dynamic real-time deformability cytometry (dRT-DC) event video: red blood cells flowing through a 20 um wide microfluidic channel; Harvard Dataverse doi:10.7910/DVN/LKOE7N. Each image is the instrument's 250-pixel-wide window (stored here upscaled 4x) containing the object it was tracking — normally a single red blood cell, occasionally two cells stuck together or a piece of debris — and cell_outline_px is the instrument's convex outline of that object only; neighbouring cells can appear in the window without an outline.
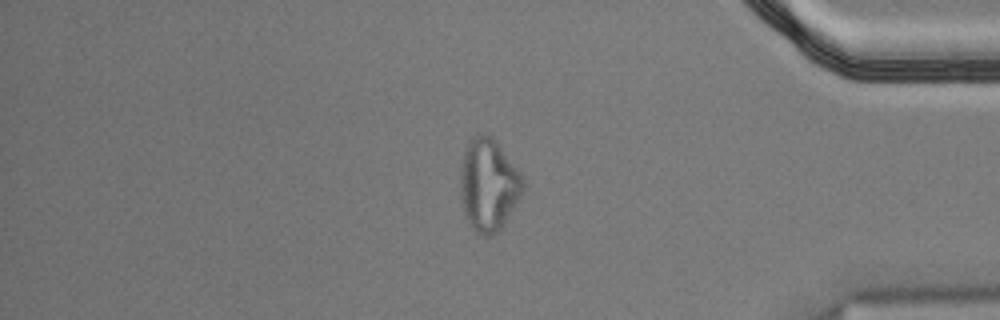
{"species": "Egyptian fruit bat (a non-hibernating species)", "species_latin": "Rousettus aegyptiacus", "temperature_condition": "cold", "stored_images_in_passage": 52, "segment_of_instrument_passage": [2, 2], "camera_frame_rate_fps": 3000, "um_per_image_px": 0.085, "animal": {"sex": "male"}, "frame": {"image": 1, "passage_image": 49, "time_ms": 16.0, "image_size_px": [1000, 320], "cell_outline_px": [[524, 188], [520, 196], [500, 228], [492, 236], [488, 236], [472, 228], [468, 224], [464, 216], [460, 192], [460, 168], [464, 148], [468, 140], [476, 132], [484, 132], [492, 136], [496, 140], [524, 176]], "centroid_in_image_um": [41.49, 15.62], "position_along_channel_um": 393.7, "area_um2": 34.1}}